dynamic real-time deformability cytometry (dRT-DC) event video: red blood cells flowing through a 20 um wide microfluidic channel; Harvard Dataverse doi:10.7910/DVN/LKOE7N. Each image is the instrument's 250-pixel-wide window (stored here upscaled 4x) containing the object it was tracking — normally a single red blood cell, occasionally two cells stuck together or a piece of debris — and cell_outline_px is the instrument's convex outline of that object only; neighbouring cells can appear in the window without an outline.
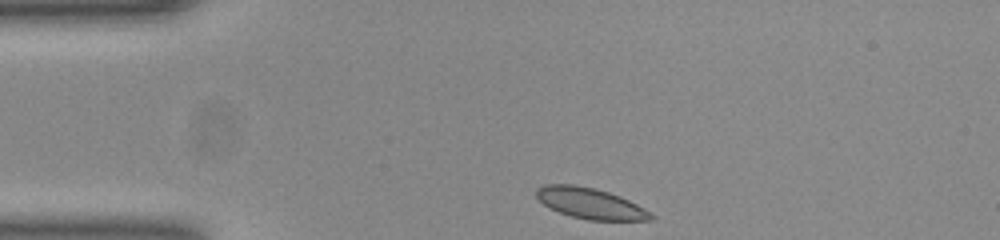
{"species": "common noctule bat (a hibernating species)", "species_latin": "Nyctalus noctula", "temperature_condition": "room temperature", "stored_images_in_passage": 33, "camera_frame_rate_fps": 3000, "um_per_image_px": 0.085, "animal": {"sex": "female", "body_mass_g": 23.0, "forearm_length_mm": 53.4}, "frame": {"image": 1, "passage_image": 1, "time_ms": 0.0, "image_size_px": [1000, 240], "cell_outline_px": [[656, 216], [652, 220], [588, 220], [572, 216], [560, 212], [544, 204], [536, 196], [536, 188], [544, 184], [572, 184], [596, 188], [620, 196], [644, 208]], "centroid_in_image_um": [50.19, 17.27], "position_along_channel_um": 34.8, "area_um2": 20.46}}
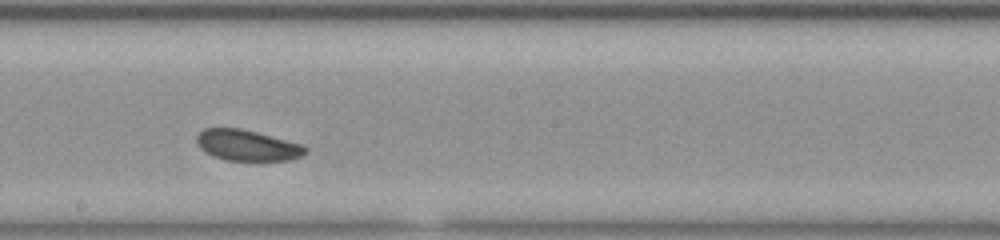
{"frame": {"image": 2, "passage_image": 19, "time_ms": 6.0, "image_size_px": [1000, 240], "cell_outline_px": [[308, 152], [292, 160], [224, 160], [212, 156], [204, 152], [196, 144], [196, 136], [204, 128], [240, 128], [256, 132], [300, 144], [308, 148]], "centroid_in_image_um": [20.97, 12.36], "position_along_channel_um": 227.2, "area_um2": 19.54}}
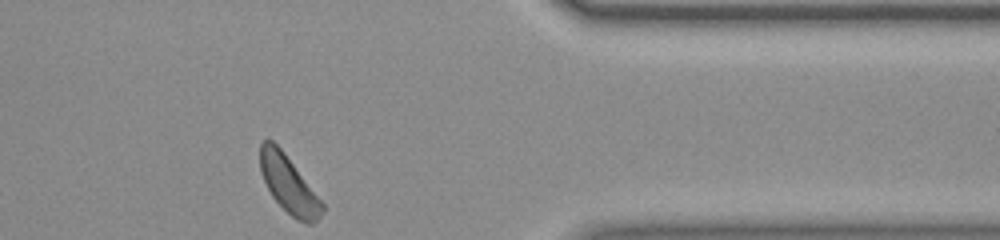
{"frame": {"image": 3, "passage_image": 33, "time_ms": 10.667, "image_size_px": [1000, 240], "cell_outline_px": [[324, 212], [312, 224], [308, 224], [296, 220], [272, 196], [264, 180], [260, 168], [260, 144], [264, 140], [272, 140], [284, 152], [324, 204]], "centroid_in_image_um": [24.55, 15.69], "position_along_channel_um": 386.9, "area_um2": 20.29}, "authors_computed_cell_mechanics": {"area_um2": 20.2878, "velocity_mm_per_s": 3.8575, "shape_relaxation_time_tau1_ms": 2.3152, "shape_relaxation_time_tau2_ms": 3.134, "deformation_change_tau1": 0.0343, "deformation_change_tau2": 0.0742}}